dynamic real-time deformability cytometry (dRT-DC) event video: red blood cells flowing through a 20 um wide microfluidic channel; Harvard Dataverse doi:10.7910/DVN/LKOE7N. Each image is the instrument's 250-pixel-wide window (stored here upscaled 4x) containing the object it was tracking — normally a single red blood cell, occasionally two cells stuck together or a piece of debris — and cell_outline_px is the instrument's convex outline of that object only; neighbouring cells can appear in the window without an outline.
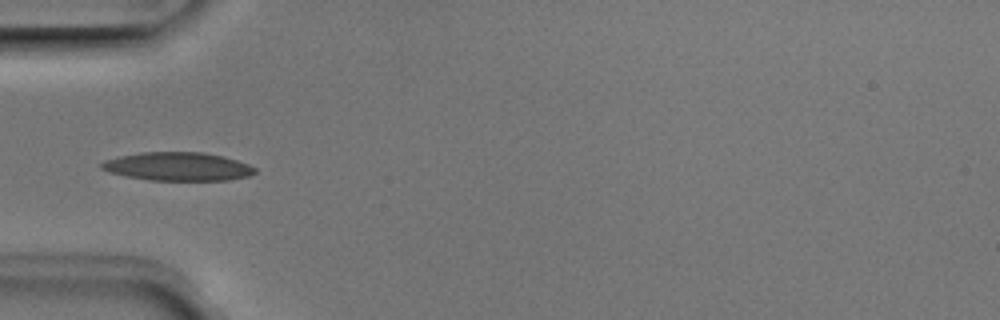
{"species": "Egyptian fruit bat (a non-hibernating species)", "species_latin": "Rousettus aegyptiacus", "temperature_condition": "room temperature", "stored_images_in_passage": 36, "camera_frame_rate_fps": 3000, "um_per_image_px": 0.085, "animal": {"sex": "male"}, "frame": {"image": 1, "passage_image": 1, "time_ms": 0.0, "image_size_px": [1000, 320], "cell_outline_px": [[256, 172], [248, 176], [228, 180], [148, 180], [124, 176], [100, 168], [100, 164], [104, 160], [120, 156], [144, 152], [204, 152], [224, 156], [248, 164], [256, 168]], "centroid_in_image_um": [15.12, 14.15], "position_along_channel_um": 69.9, "area_um2": 25.37}}
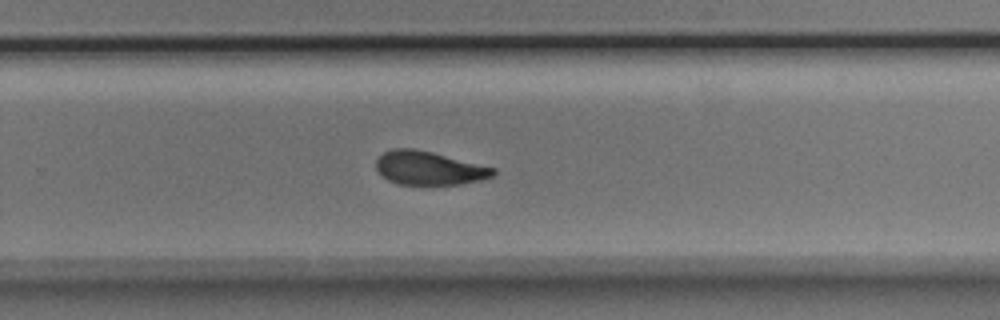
{"frame": {"image": 2, "passage_image": 18, "time_ms": 5.667, "image_size_px": [1000, 320], "cell_outline_px": [[496, 172], [492, 176], [480, 180], [460, 184], [396, 184], [388, 180], [376, 168], [376, 160], [384, 152], [392, 148], [412, 148], [432, 152], [496, 168]], "centroid_in_image_um": [36.46, 14.28], "position_along_channel_um": 293.3, "area_um2": 22.72}}
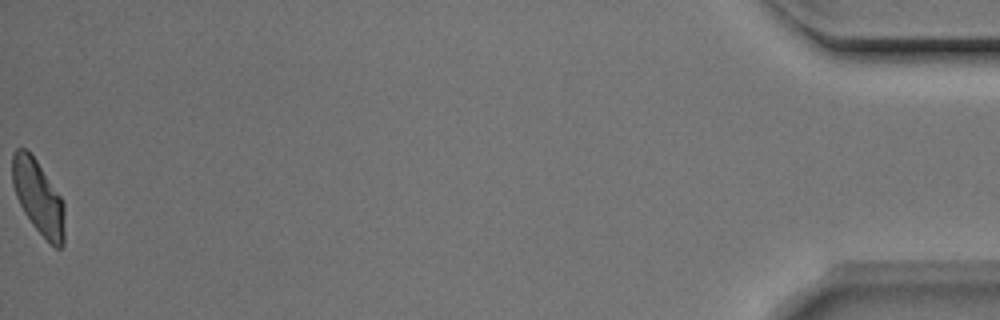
{"frame": {"image": 3, "passage_image": 36, "time_ms": 11.667, "image_size_px": [1000, 320], "cell_outline_px": [[64, 244], [60, 248], [56, 248], [32, 224], [24, 212], [16, 196], [12, 184], [12, 152], [16, 148], [24, 148], [36, 160], [60, 196], [64, 204]], "centroid_in_image_um": [3.24, 16.75], "position_along_channel_um": 432.0, "area_um2": 22.2}, "authors_computed_cell_mechanics": {"area_um2": 23.698, "velocity_mm_per_s": 3.9442, "shape_relaxation_time_tau1_ms": 2.9473, "shape_relaxation_time_tau2_ms": 3.0755, "deformation_change_tau1": 0.1341, "deformation_change_tau2": 0.0967}}